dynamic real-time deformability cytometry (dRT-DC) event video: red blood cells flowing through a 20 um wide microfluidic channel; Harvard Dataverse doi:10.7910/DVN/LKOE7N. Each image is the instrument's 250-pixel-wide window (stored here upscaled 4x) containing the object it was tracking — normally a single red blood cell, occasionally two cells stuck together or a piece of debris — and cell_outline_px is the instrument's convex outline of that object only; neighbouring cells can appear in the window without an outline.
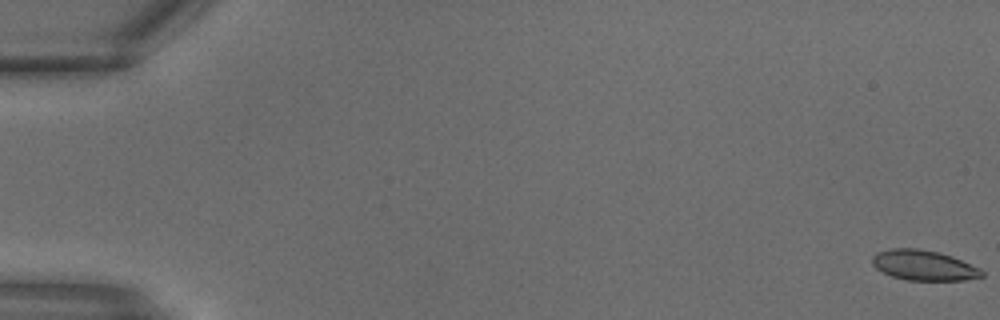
{"species": "common noctule bat (a hibernating species)", "species_latin": "Nyctalus noctula", "temperature_condition": "warm", "stored_images_in_passage": 31, "camera_frame_rate_fps": 3000, "um_per_image_px": 0.085, "animal": {"sex": "male", "body_mass_g": 18.8}, "frame": {"image": 1, "passage_image": 1, "time_ms": 0.0, "image_size_px": [1000, 320], "cell_outline_px": [[984, 276], [964, 280], [908, 280], [892, 276], [876, 268], [872, 264], [872, 256], [876, 252], [892, 248], [916, 248], [940, 252], [952, 256], [980, 268], [984, 272]], "centroid_in_image_um": [78.52, 22.54], "position_along_channel_um": 6.5, "area_um2": 19.31}}
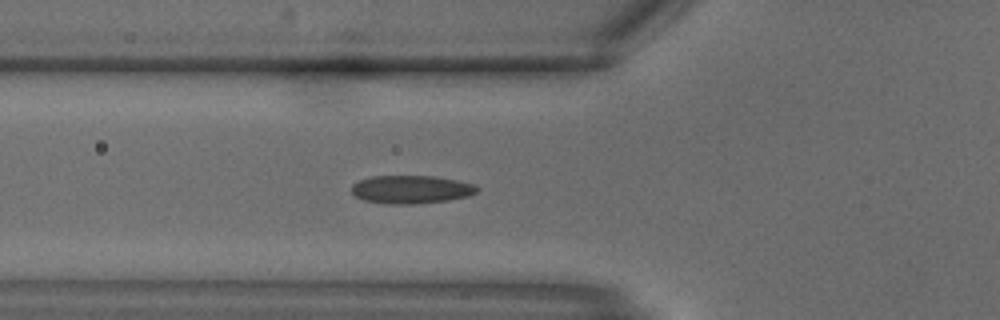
{"frame": {"image": 2, "passage_image": 12, "time_ms": 3.667, "image_size_px": [1000, 320], "cell_outline_px": [[480, 188], [476, 192], [468, 196], [448, 200], [412, 204], [388, 204], [364, 200], [356, 196], [352, 192], [352, 184], [360, 180], [372, 176], [436, 176], [456, 180], [472, 184]], "centroid_in_image_um": [34.94, 16.1], "position_along_channel_um": 90.9, "area_um2": 20.46}}
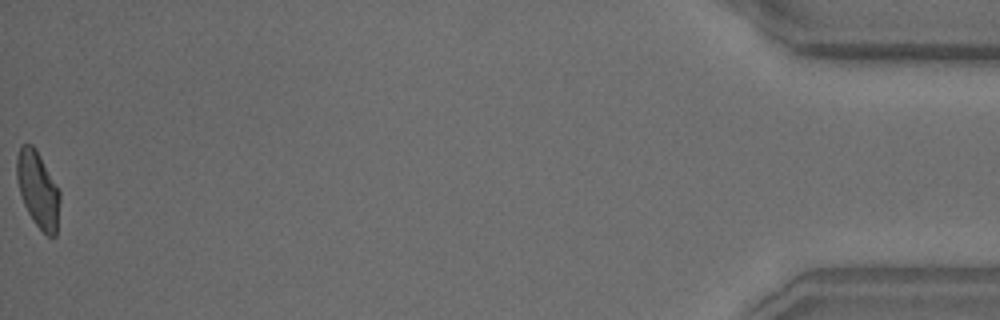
{"frame": {"image": 3, "passage_image": 31, "time_ms": 10.0, "image_size_px": [1000, 320], "cell_outline_px": [[60, 200], [56, 236], [48, 236], [32, 220], [24, 204], [20, 192], [16, 176], [16, 160], [20, 144], [32, 144], [36, 148], [60, 192]], "centroid_in_image_um": [3.22, 16.09], "position_along_channel_um": 432.0, "area_um2": 19.02}}